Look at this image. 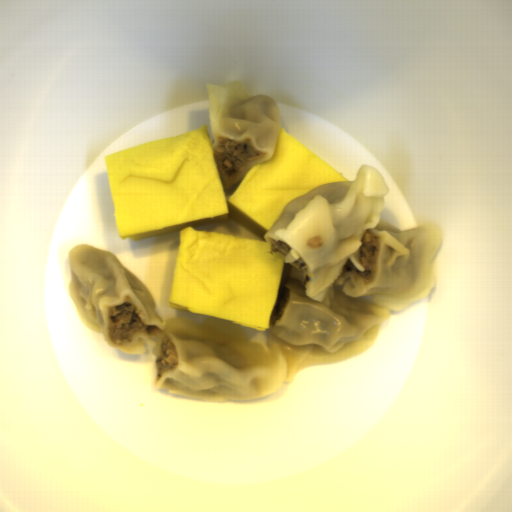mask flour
<instances>
[{
  "instance_id": "obj_1",
  "label": "flour",
  "mask_w": 512,
  "mask_h": 512,
  "mask_svg": "<svg viewBox=\"0 0 512 512\" xmlns=\"http://www.w3.org/2000/svg\"><path fill=\"white\" fill-rule=\"evenodd\" d=\"M388 183L360 165L354 181L322 183L285 204L263 233L285 273L267 335L239 323L167 317L147 285L111 251L77 243L65 254L81 323L112 349L155 356L153 387L226 402L276 394L306 368L350 361L376 341L390 310L426 299L445 229L400 230L380 218ZM157 337V342L152 340Z\"/></svg>"
},
{
  "instance_id": "obj_2",
  "label": "flour",
  "mask_w": 512,
  "mask_h": 512,
  "mask_svg": "<svg viewBox=\"0 0 512 512\" xmlns=\"http://www.w3.org/2000/svg\"><path fill=\"white\" fill-rule=\"evenodd\" d=\"M212 159L227 190L245 179L256 165L273 158L282 112L266 94L249 95L245 85L206 84Z\"/></svg>"
}]
</instances>
